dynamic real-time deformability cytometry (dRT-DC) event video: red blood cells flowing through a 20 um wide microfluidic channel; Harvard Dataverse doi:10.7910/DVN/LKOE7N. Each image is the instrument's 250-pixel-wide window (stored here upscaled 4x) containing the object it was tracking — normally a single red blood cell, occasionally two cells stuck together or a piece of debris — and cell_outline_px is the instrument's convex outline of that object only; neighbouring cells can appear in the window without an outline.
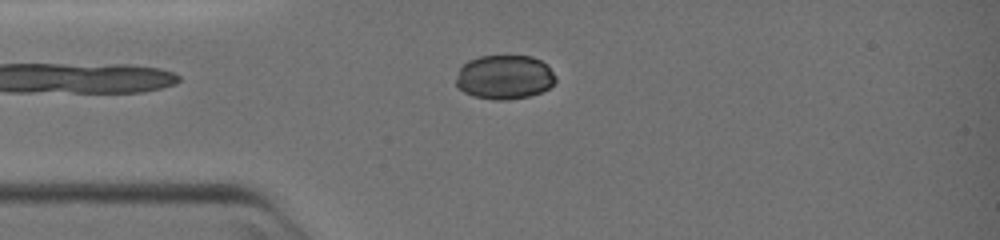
{"species": "common noctule bat (a hibernating species)", "species_latin": "Nyctalus noctula", "temperature_condition": "warm", "stored_images_in_passage": 36, "camera_frame_rate_fps": 3000, "um_per_image_px": 0.085, "animal": {"sex": "female", "body_mass_g": 19.0, "forearm_length_mm": 51.5}, "frame": {"image": 1, "passage_image": 1, "time_ms": 0.0, "image_size_px": [1000, 240], "cell_outline_px": [[556, 80], [548, 88], [540, 92], [528, 96], [508, 100], [496, 100], [472, 96], [464, 92], [456, 84], [456, 80], [460, 68], [468, 60], [480, 56], [532, 56], [548, 64], [556, 76]], "centroid_in_image_um": [42.9, 6.55], "position_along_channel_um": 42.1, "area_um2": 25.66}}
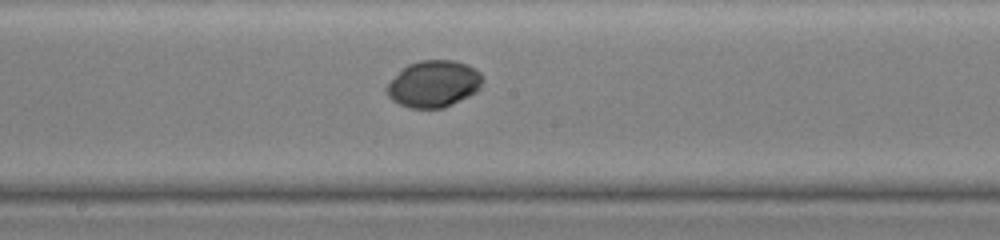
{"frame": {"image": 2, "passage_image": 17, "time_ms": 5.333, "image_size_px": [1000, 240], "cell_outline_px": [[484, 80], [480, 88], [476, 92], [444, 108], [408, 108], [392, 100], [388, 96], [388, 84], [408, 64], [420, 60], [456, 60], [468, 64], [480, 72]], "centroid_in_image_um": [36.91, 7.12], "position_along_channel_um": 211.3, "area_um2": 25.95}}
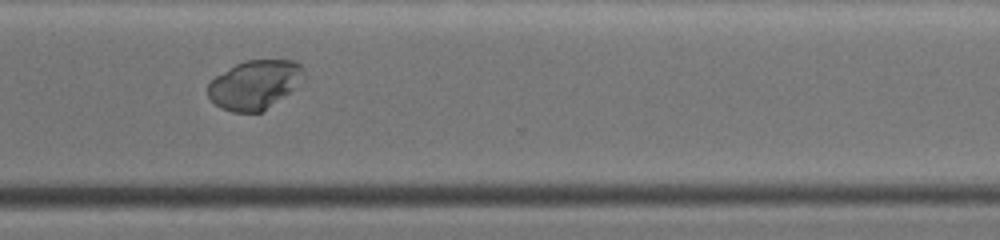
{"frame": {"image": 3, "passage_image": 29, "time_ms": 9.333, "image_size_px": [1000, 240], "cell_outline_px": [[304, 80], [288, 92], [260, 112], [232, 112], [220, 108], [208, 96], [208, 84], [216, 76], [236, 64], [244, 60], [296, 60], [304, 68]], "centroid_in_image_um": [21.65, 7.17], "position_along_channel_um": 349.0, "area_um2": 27.05}}